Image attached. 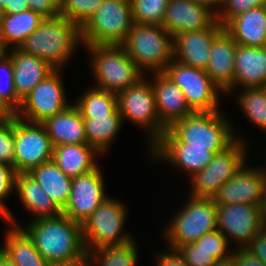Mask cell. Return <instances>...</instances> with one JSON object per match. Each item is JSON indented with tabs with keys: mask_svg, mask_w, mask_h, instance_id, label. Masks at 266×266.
I'll use <instances>...</instances> for the list:
<instances>
[{
	"mask_svg": "<svg viewBox=\"0 0 266 266\" xmlns=\"http://www.w3.org/2000/svg\"><path fill=\"white\" fill-rule=\"evenodd\" d=\"M7 224L21 228L49 263H86L82 224L61 214L24 224L10 210L3 218Z\"/></svg>",
	"mask_w": 266,
	"mask_h": 266,
	"instance_id": "obj_1",
	"label": "cell"
},
{
	"mask_svg": "<svg viewBox=\"0 0 266 266\" xmlns=\"http://www.w3.org/2000/svg\"><path fill=\"white\" fill-rule=\"evenodd\" d=\"M82 47L80 28L60 15L44 18L19 49L40 57L55 69H64Z\"/></svg>",
	"mask_w": 266,
	"mask_h": 266,
	"instance_id": "obj_2",
	"label": "cell"
},
{
	"mask_svg": "<svg viewBox=\"0 0 266 266\" xmlns=\"http://www.w3.org/2000/svg\"><path fill=\"white\" fill-rule=\"evenodd\" d=\"M226 111L221 109L212 112H194L175 122L169 130L182 143L210 147V151L218 153L229 147L236 139L247 141L240 132L239 134L236 132L238 131L236 125L230 120Z\"/></svg>",
	"mask_w": 266,
	"mask_h": 266,
	"instance_id": "obj_3",
	"label": "cell"
},
{
	"mask_svg": "<svg viewBox=\"0 0 266 266\" xmlns=\"http://www.w3.org/2000/svg\"><path fill=\"white\" fill-rule=\"evenodd\" d=\"M83 48L89 55V70L93 77L91 85L95 88L117 95L145 76L121 45H90Z\"/></svg>",
	"mask_w": 266,
	"mask_h": 266,
	"instance_id": "obj_4",
	"label": "cell"
},
{
	"mask_svg": "<svg viewBox=\"0 0 266 266\" xmlns=\"http://www.w3.org/2000/svg\"><path fill=\"white\" fill-rule=\"evenodd\" d=\"M182 203L163 226L162 239L170 249L177 250L217 230L216 203L212 198L187 196Z\"/></svg>",
	"mask_w": 266,
	"mask_h": 266,
	"instance_id": "obj_5",
	"label": "cell"
},
{
	"mask_svg": "<svg viewBox=\"0 0 266 266\" xmlns=\"http://www.w3.org/2000/svg\"><path fill=\"white\" fill-rule=\"evenodd\" d=\"M121 46L144 74L163 72L173 60V36L162 25L134 23Z\"/></svg>",
	"mask_w": 266,
	"mask_h": 266,
	"instance_id": "obj_6",
	"label": "cell"
},
{
	"mask_svg": "<svg viewBox=\"0 0 266 266\" xmlns=\"http://www.w3.org/2000/svg\"><path fill=\"white\" fill-rule=\"evenodd\" d=\"M123 200L108 196L83 223V241L87 254L101 247L128 242L134 238L126 233L129 207Z\"/></svg>",
	"mask_w": 266,
	"mask_h": 266,
	"instance_id": "obj_7",
	"label": "cell"
},
{
	"mask_svg": "<svg viewBox=\"0 0 266 266\" xmlns=\"http://www.w3.org/2000/svg\"><path fill=\"white\" fill-rule=\"evenodd\" d=\"M134 24L130 0H103L80 28L82 46L121 45Z\"/></svg>",
	"mask_w": 266,
	"mask_h": 266,
	"instance_id": "obj_8",
	"label": "cell"
},
{
	"mask_svg": "<svg viewBox=\"0 0 266 266\" xmlns=\"http://www.w3.org/2000/svg\"><path fill=\"white\" fill-rule=\"evenodd\" d=\"M117 107L124 124L129 121L146 132V153L167 130L158 117L154 91L147 76L117 94Z\"/></svg>",
	"mask_w": 266,
	"mask_h": 266,
	"instance_id": "obj_9",
	"label": "cell"
},
{
	"mask_svg": "<svg viewBox=\"0 0 266 266\" xmlns=\"http://www.w3.org/2000/svg\"><path fill=\"white\" fill-rule=\"evenodd\" d=\"M248 144L250 143L236 139L229 147L215 153L212 161L203 170L188 179V196L212 198L248 161L251 149Z\"/></svg>",
	"mask_w": 266,
	"mask_h": 266,
	"instance_id": "obj_10",
	"label": "cell"
},
{
	"mask_svg": "<svg viewBox=\"0 0 266 266\" xmlns=\"http://www.w3.org/2000/svg\"><path fill=\"white\" fill-rule=\"evenodd\" d=\"M163 72L181 88L194 112L221 110L220 97H225V94L213 83L205 70L184 65L173 59Z\"/></svg>",
	"mask_w": 266,
	"mask_h": 266,
	"instance_id": "obj_11",
	"label": "cell"
},
{
	"mask_svg": "<svg viewBox=\"0 0 266 266\" xmlns=\"http://www.w3.org/2000/svg\"><path fill=\"white\" fill-rule=\"evenodd\" d=\"M63 71L64 69H55L31 90L22 100L18 118L31 123H42L73 103L68 99Z\"/></svg>",
	"mask_w": 266,
	"mask_h": 266,
	"instance_id": "obj_12",
	"label": "cell"
},
{
	"mask_svg": "<svg viewBox=\"0 0 266 266\" xmlns=\"http://www.w3.org/2000/svg\"><path fill=\"white\" fill-rule=\"evenodd\" d=\"M214 155L210 147L190 146V144L182 143L167 129L148 149L146 157L152 159L151 161L159 162L158 164L173 167L174 171H179L181 175L186 174L185 177L189 179L203 170L212 161Z\"/></svg>",
	"mask_w": 266,
	"mask_h": 266,
	"instance_id": "obj_13",
	"label": "cell"
},
{
	"mask_svg": "<svg viewBox=\"0 0 266 266\" xmlns=\"http://www.w3.org/2000/svg\"><path fill=\"white\" fill-rule=\"evenodd\" d=\"M53 146L44 126L20 118L14 120V169L17 174L52 160Z\"/></svg>",
	"mask_w": 266,
	"mask_h": 266,
	"instance_id": "obj_14",
	"label": "cell"
},
{
	"mask_svg": "<svg viewBox=\"0 0 266 266\" xmlns=\"http://www.w3.org/2000/svg\"><path fill=\"white\" fill-rule=\"evenodd\" d=\"M216 216L217 229L226 236L233 249L245 248L262 229L258 206L216 204Z\"/></svg>",
	"mask_w": 266,
	"mask_h": 266,
	"instance_id": "obj_15",
	"label": "cell"
},
{
	"mask_svg": "<svg viewBox=\"0 0 266 266\" xmlns=\"http://www.w3.org/2000/svg\"><path fill=\"white\" fill-rule=\"evenodd\" d=\"M105 180L100 165L95 170L72 178L70 197L62 214L83 225L109 196Z\"/></svg>",
	"mask_w": 266,
	"mask_h": 266,
	"instance_id": "obj_16",
	"label": "cell"
},
{
	"mask_svg": "<svg viewBox=\"0 0 266 266\" xmlns=\"http://www.w3.org/2000/svg\"><path fill=\"white\" fill-rule=\"evenodd\" d=\"M250 163V160L247 161L235 176L220 187L212 197L216 204L259 206L266 183V171L263 164L254 166V163Z\"/></svg>",
	"mask_w": 266,
	"mask_h": 266,
	"instance_id": "obj_17",
	"label": "cell"
},
{
	"mask_svg": "<svg viewBox=\"0 0 266 266\" xmlns=\"http://www.w3.org/2000/svg\"><path fill=\"white\" fill-rule=\"evenodd\" d=\"M223 29L216 21L210 28L178 33L173 37V59L184 65L205 70L212 42Z\"/></svg>",
	"mask_w": 266,
	"mask_h": 266,
	"instance_id": "obj_18",
	"label": "cell"
},
{
	"mask_svg": "<svg viewBox=\"0 0 266 266\" xmlns=\"http://www.w3.org/2000/svg\"><path fill=\"white\" fill-rule=\"evenodd\" d=\"M145 76L150 78L158 117L167 129L175 122L194 113L189 107L181 88L164 72H152L145 74Z\"/></svg>",
	"mask_w": 266,
	"mask_h": 266,
	"instance_id": "obj_19",
	"label": "cell"
},
{
	"mask_svg": "<svg viewBox=\"0 0 266 266\" xmlns=\"http://www.w3.org/2000/svg\"><path fill=\"white\" fill-rule=\"evenodd\" d=\"M216 21L214 11L194 0H169L162 26L174 37L185 31L210 28Z\"/></svg>",
	"mask_w": 266,
	"mask_h": 266,
	"instance_id": "obj_20",
	"label": "cell"
},
{
	"mask_svg": "<svg viewBox=\"0 0 266 266\" xmlns=\"http://www.w3.org/2000/svg\"><path fill=\"white\" fill-rule=\"evenodd\" d=\"M237 43L223 29L212 42L210 57L205 72L213 83L225 94L233 96L235 54Z\"/></svg>",
	"mask_w": 266,
	"mask_h": 266,
	"instance_id": "obj_21",
	"label": "cell"
},
{
	"mask_svg": "<svg viewBox=\"0 0 266 266\" xmlns=\"http://www.w3.org/2000/svg\"><path fill=\"white\" fill-rule=\"evenodd\" d=\"M14 66V85L17 96L23 100L31 90L44 80L55 68L47 61L33 54L23 52L19 48H11L7 52Z\"/></svg>",
	"mask_w": 266,
	"mask_h": 266,
	"instance_id": "obj_22",
	"label": "cell"
},
{
	"mask_svg": "<svg viewBox=\"0 0 266 266\" xmlns=\"http://www.w3.org/2000/svg\"><path fill=\"white\" fill-rule=\"evenodd\" d=\"M234 92L241 88L262 87L266 83V46L237 45Z\"/></svg>",
	"mask_w": 266,
	"mask_h": 266,
	"instance_id": "obj_23",
	"label": "cell"
},
{
	"mask_svg": "<svg viewBox=\"0 0 266 266\" xmlns=\"http://www.w3.org/2000/svg\"><path fill=\"white\" fill-rule=\"evenodd\" d=\"M223 27L238 45L266 46L265 6L243 12L229 20Z\"/></svg>",
	"mask_w": 266,
	"mask_h": 266,
	"instance_id": "obj_24",
	"label": "cell"
},
{
	"mask_svg": "<svg viewBox=\"0 0 266 266\" xmlns=\"http://www.w3.org/2000/svg\"><path fill=\"white\" fill-rule=\"evenodd\" d=\"M15 193L25 211L32 214L28 222L42 218H54L62 214V211L54 204L50 196L28 173L16 175Z\"/></svg>",
	"mask_w": 266,
	"mask_h": 266,
	"instance_id": "obj_25",
	"label": "cell"
},
{
	"mask_svg": "<svg viewBox=\"0 0 266 266\" xmlns=\"http://www.w3.org/2000/svg\"><path fill=\"white\" fill-rule=\"evenodd\" d=\"M52 146L65 144H87L84 130V119L72 103L63 112L46 118L41 123Z\"/></svg>",
	"mask_w": 266,
	"mask_h": 266,
	"instance_id": "obj_26",
	"label": "cell"
},
{
	"mask_svg": "<svg viewBox=\"0 0 266 266\" xmlns=\"http://www.w3.org/2000/svg\"><path fill=\"white\" fill-rule=\"evenodd\" d=\"M103 156L88 144H65L53 147L52 161L71 178L86 174L99 166Z\"/></svg>",
	"mask_w": 266,
	"mask_h": 266,
	"instance_id": "obj_27",
	"label": "cell"
},
{
	"mask_svg": "<svg viewBox=\"0 0 266 266\" xmlns=\"http://www.w3.org/2000/svg\"><path fill=\"white\" fill-rule=\"evenodd\" d=\"M0 251L17 266H47L49 263L36 249L33 241L19 227L6 224Z\"/></svg>",
	"mask_w": 266,
	"mask_h": 266,
	"instance_id": "obj_28",
	"label": "cell"
},
{
	"mask_svg": "<svg viewBox=\"0 0 266 266\" xmlns=\"http://www.w3.org/2000/svg\"><path fill=\"white\" fill-rule=\"evenodd\" d=\"M83 119L87 144L95 148L103 157L111 154L109 152L112 145L124 126L118 108L107 117Z\"/></svg>",
	"mask_w": 266,
	"mask_h": 266,
	"instance_id": "obj_29",
	"label": "cell"
},
{
	"mask_svg": "<svg viewBox=\"0 0 266 266\" xmlns=\"http://www.w3.org/2000/svg\"><path fill=\"white\" fill-rule=\"evenodd\" d=\"M28 174L62 211L70 197L72 178L65 175L52 160L33 168Z\"/></svg>",
	"mask_w": 266,
	"mask_h": 266,
	"instance_id": "obj_30",
	"label": "cell"
},
{
	"mask_svg": "<svg viewBox=\"0 0 266 266\" xmlns=\"http://www.w3.org/2000/svg\"><path fill=\"white\" fill-rule=\"evenodd\" d=\"M43 19L39 13L30 9L18 14H0V33L5 47L8 50L19 48Z\"/></svg>",
	"mask_w": 266,
	"mask_h": 266,
	"instance_id": "obj_31",
	"label": "cell"
},
{
	"mask_svg": "<svg viewBox=\"0 0 266 266\" xmlns=\"http://www.w3.org/2000/svg\"><path fill=\"white\" fill-rule=\"evenodd\" d=\"M138 240L101 247L87 254L86 266H138Z\"/></svg>",
	"mask_w": 266,
	"mask_h": 266,
	"instance_id": "obj_32",
	"label": "cell"
},
{
	"mask_svg": "<svg viewBox=\"0 0 266 266\" xmlns=\"http://www.w3.org/2000/svg\"><path fill=\"white\" fill-rule=\"evenodd\" d=\"M75 97L74 106L83 118H101L111 115L117 107V95L89 85Z\"/></svg>",
	"mask_w": 266,
	"mask_h": 266,
	"instance_id": "obj_33",
	"label": "cell"
},
{
	"mask_svg": "<svg viewBox=\"0 0 266 266\" xmlns=\"http://www.w3.org/2000/svg\"><path fill=\"white\" fill-rule=\"evenodd\" d=\"M234 95V103L245 119L266 134V94L262 87L241 88Z\"/></svg>",
	"mask_w": 266,
	"mask_h": 266,
	"instance_id": "obj_34",
	"label": "cell"
},
{
	"mask_svg": "<svg viewBox=\"0 0 266 266\" xmlns=\"http://www.w3.org/2000/svg\"><path fill=\"white\" fill-rule=\"evenodd\" d=\"M169 0H130L135 24L162 25Z\"/></svg>",
	"mask_w": 266,
	"mask_h": 266,
	"instance_id": "obj_35",
	"label": "cell"
},
{
	"mask_svg": "<svg viewBox=\"0 0 266 266\" xmlns=\"http://www.w3.org/2000/svg\"><path fill=\"white\" fill-rule=\"evenodd\" d=\"M103 0H60L61 15L81 28L98 10Z\"/></svg>",
	"mask_w": 266,
	"mask_h": 266,
	"instance_id": "obj_36",
	"label": "cell"
},
{
	"mask_svg": "<svg viewBox=\"0 0 266 266\" xmlns=\"http://www.w3.org/2000/svg\"><path fill=\"white\" fill-rule=\"evenodd\" d=\"M0 97L7 101L17 112L20 110L22 100L16 93L14 66L8 53L0 58Z\"/></svg>",
	"mask_w": 266,
	"mask_h": 266,
	"instance_id": "obj_37",
	"label": "cell"
},
{
	"mask_svg": "<svg viewBox=\"0 0 266 266\" xmlns=\"http://www.w3.org/2000/svg\"><path fill=\"white\" fill-rule=\"evenodd\" d=\"M194 243L199 246V249L211 254L216 261L229 259L233 250L226 236L218 229L204 234Z\"/></svg>",
	"mask_w": 266,
	"mask_h": 266,
	"instance_id": "obj_38",
	"label": "cell"
},
{
	"mask_svg": "<svg viewBox=\"0 0 266 266\" xmlns=\"http://www.w3.org/2000/svg\"><path fill=\"white\" fill-rule=\"evenodd\" d=\"M266 0H223L216 14L217 21L224 26L229 20L250 9L265 5Z\"/></svg>",
	"mask_w": 266,
	"mask_h": 266,
	"instance_id": "obj_39",
	"label": "cell"
},
{
	"mask_svg": "<svg viewBox=\"0 0 266 266\" xmlns=\"http://www.w3.org/2000/svg\"><path fill=\"white\" fill-rule=\"evenodd\" d=\"M16 171L13 166L0 162V218L2 219L9 211L10 207L5 202L12 194H15Z\"/></svg>",
	"mask_w": 266,
	"mask_h": 266,
	"instance_id": "obj_40",
	"label": "cell"
},
{
	"mask_svg": "<svg viewBox=\"0 0 266 266\" xmlns=\"http://www.w3.org/2000/svg\"><path fill=\"white\" fill-rule=\"evenodd\" d=\"M0 162L14 167V121L0 124Z\"/></svg>",
	"mask_w": 266,
	"mask_h": 266,
	"instance_id": "obj_41",
	"label": "cell"
},
{
	"mask_svg": "<svg viewBox=\"0 0 266 266\" xmlns=\"http://www.w3.org/2000/svg\"><path fill=\"white\" fill-rule=\"evenodd\" d=\"M177 250L189 266H214L217 262L211 254L199 249L195 243L185 244Z\"/></svg>",
	"mask_w": 266,
	"mask_h": 266,
	"instance_id": "obj_42",
	"label": "cell"
},
{
	"mask_svg": "<svg viewBox=\"0 0 266 266\" xmlns=\"http://www.w3.org/2000/svg\"><path fill=\"white\" fill-rule=\"evenodd\" d=\"M29 9L39 13L44 18L57 17L61 15L60 0H26Z\"/></svg>",
	"mask_w": 266,
	"mask_h": 266,
	"instance_id": "obj_43",
	"label": "cell"
},
{
	"mask_svg": "<svg viewBox=\"0 0 266 266\" xmlns=\"http://www.w3.org/2000/svg\"><path fill=\"white\" fill-rule=\"evenodd\" d=\"M166 251H153L155 266H189L178 250L165 247Z\"/></svg>",
	"mask_w": 266,
	"mask_h": 266,
	"instance_id": "obj_44",
	"label": "cell"
},
{
	"mask_svg": "<svg viewBox=\"0 0 266 266\" xmlns=\"http://www.w3.org/2000/svg\"><path fill=\"white\" fill-rule=\"evenodd\" d=\"M231 259L236 266H266L262 260L252 255L245 248L233 249Z\"/></svg>",
	"mask_w": 266,
	"mask_h": 266,
	"instance_id": "obj_45",
	"label": "cell"
},
{
	"mask_svg": "<svg viewBox=\"0 0 266 266\" xmlns=\"http://www.w3.org/2000/svg\"><path fill=\"white\" fill-rule=\"evenodd\" d=\"M245 249L266 265V230L261 229Z\"/></svg>",
	"mask_w": 266,
	"mask_h": 266,
	"instance_id": "obj_46",
	"label": "cell"
},
{
	"mask_svg": "<svg viewBox=\"0 0 266 266\" xmlns=\"http://www.w3.org/2000/svg\"><path fill=\"white\" fill-rule=\"evenodd\" d=\"M18 112L4 99L0 97V124L14 121Z\"/></svg>",
	"mask_w": 266,
	"mask_h": 266,
	"instance_id": "obj_47",
	"label": "cell"
},
{
	"mask_svg": "<svg viewBox=\"0 0 266 266\" xmlns=\"http://www.w3.org/2000/svg\"><path fill=\"white\" fill-rule=\"evenodd\" d=\"M29 10L26 0H11V7H7L1 14H18Z\"/></svg>",
	"mask_w": 266,
	"mask_h": 266,
	"instance_id": "obj_48",
	"label": "cell"
},
{
	"mask_svg": "<svg viewBox=\"0 0 266 266\" xmlns=\"http://www.w3.org/2000/svg\"><path fill=\"white\" fill-rule=\"evenodd\" d=\"M258 207L260 211V223H261L262 229L266 230V183L263 188L261 202Z\"/></svg>",
	"mask_w": 266,
	"mask_h": 266,
	"instance_id": "obj_49",
	"label": "cell"
},
{
	"mask_svg": "<svg viewBox=\"0 0 266 266\" xmlns=\"http://www.w3.org/2000/svg\"><path fill=\"white\" fill-rule=\"evenodd\" d=\"M198 4L205 5L212 11H214L216 14L221 8L223 0H194Z\"/></svg>",
	"mask_w": 266,
	"mask_h": 266,
	"instance_id": "obj_50",
	"label": "cell"
},
{
	"mask_svg": "<svg viewBox=\"0 0 266 266\" xmlns=\"http://www.w3.org/2000/svg\"><path fill=\"white\" fill-rule=\"evenodd\" d=\"M0 266H17L6 255L0 251Z\"/></svg>",
	"mask_w": 266,
	"mask_h": 266,
	"instance_id": "obj_51",
	"label": "cell"
},
{
	"mask_svg": "<svg viewBox=\"0 0 266 266\" xmlns=\"http://www.w3.org/2000/svg\"><path fill=\"white\" fill-rule=\"evenodd\" d=\"M214 266H236L232 261L231 257L226 260L217 261Z\"/></svg>",
	"mask_w": 266,
	"mask_h": 266,
	"instance_id": "obj_52",
	"label": "cell"
},
{
	"mask_svg": "<svg viewBox=\"0 0 266 266\" xmlns=\"http://www.w3.org/2000/svg\"><path fill=\"white\" fill-rule=\"evenodd\" d=\"M47 266H86V263H54Z\"/></svg>",
	"mask_w": 266,
	"mask_h": 266,
	"instance_id": "obj_53",
	"label": "cell"
},
{
	"mask_svg": "<svg viewBox=\"0 0 266 266\" xmlns=\"http://www.w3.org/2000/svg\"><path fill=\"white\" fill-rule=\"evenodd\" d=\"M11 7V0H0V14L7 8Z\"/></svg>",
	"mask_w": 266,
	"mask_h": 266,
	"instance_id": "obj_54",
	"label": "cell"
},
{
	"mask_svg": "<svg viewBox=\"0 0 266 266\" xmlns=\"http://www.w3.org/2000/svg\"><path fill=\"white\" fill-rule=\"evenodd\" d=\"M7 52H8V49L5 47L2 41L1 33H0V58L4 56Z\"/></svg>",
	"mask_w": 266,
	"mask_h": 266,
	"instance_id": "obj_55",
	"label": "cell"
},
{
	"mask_svg": "<svg viewBox=\"0 0 266 266\" xmlns=\"http://www.w3.org/2000/svg\"><path fill=\"white\" fill-rule=\"evenodd\" d=\"M262 89H263V91H264L265 94H266V83L262 86Z\"/></svg>",
	"mask_w": 266,
	"mask_h": 266,
	"instance_id": "obj_56",
	"label": "cell"
},
{
	"mask_svg": "<svg viewBox=\"0 0 266 266\" xmlns=\"http://www.w3.org/2000/svg\"><path fill=\"white\" fill-rule=\"evenodd\" d=\"M264 157H266V155H265ZM264 159H265V161H264L265 163H264V165H263V166H264V168H265V171H266V158H264Z\"/></svg>",
	"mask_w": 266,
	"mask_h": 266,
	"instance_id": "obj_57",
	"label": "cell"
}]
</instances>
